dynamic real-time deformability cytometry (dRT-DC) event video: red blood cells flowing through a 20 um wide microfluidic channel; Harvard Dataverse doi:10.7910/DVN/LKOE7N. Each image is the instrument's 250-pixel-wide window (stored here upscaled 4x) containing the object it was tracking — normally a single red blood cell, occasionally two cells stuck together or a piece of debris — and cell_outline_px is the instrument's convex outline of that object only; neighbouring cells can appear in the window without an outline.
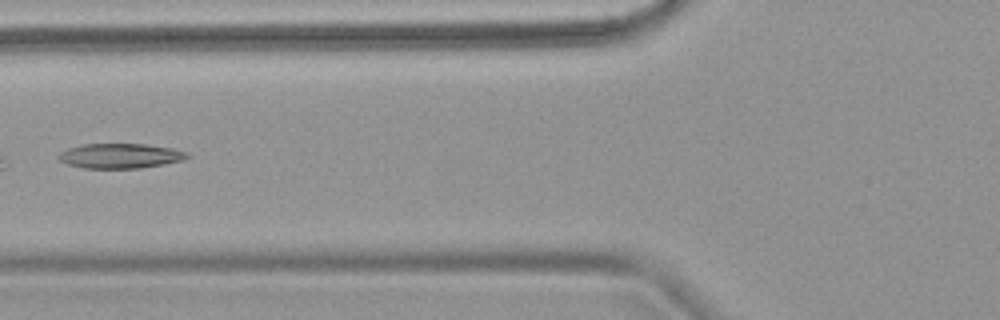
{"species": "common noctule bat (a hibernating species)", "species_latin": "Nyctalus noctula", "temperature_condition": "warm", "stored_images_in_passage": 6, "camera_frame_rate_fps": 3000, "um_per_image_px": 0.085, "animal": {"sex": "female", "body_mass_g": 18.4}, "frame": {"image": 1, "passage_image": 5, "time_ms": 6.667, "image_size_px": [1000, 320], "cell_outline_px": [[192, 156], [184, 160], [164, 164], [140, 168], [84, 168], [68, 164], [60, 160], [56, 156], [60, 152], [68, 148], [84, 144], [144, 144], [172, 148], [188, 152]], "centroid_in_image_um": [10.25, 13.25], "position_along_channel_um": 115.5, "area_um2": 18.67}}
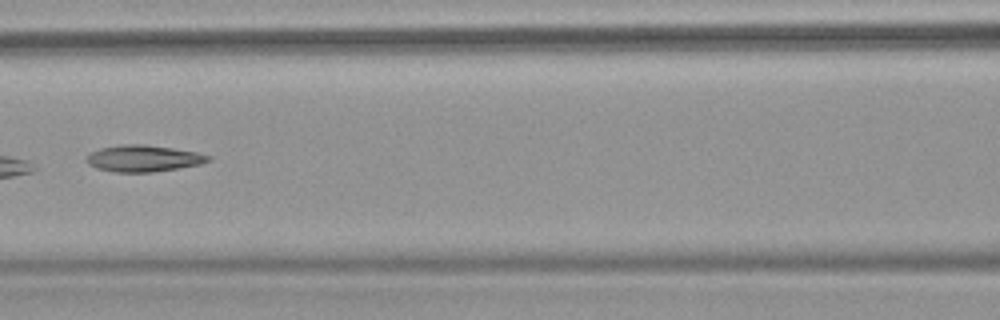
{"frame": {"image": 2, "passage_image": 6, "time_ms": 7.667, "image_size_px": [1000, 320], "cell_outline_px": [[212, 160], [200, 164], [180, 168], [152, 172], [116, 172], [96, 168], [88, 164], [88, 156], [92, 152], [100, 148], [124, 144], [144, 144], [172, 148], [196, 152], [212, 156]], "centroid_in_image_um": [12.24, 13.47], "position_along_channel_um": 154.4, "area_um2": 18.73}}